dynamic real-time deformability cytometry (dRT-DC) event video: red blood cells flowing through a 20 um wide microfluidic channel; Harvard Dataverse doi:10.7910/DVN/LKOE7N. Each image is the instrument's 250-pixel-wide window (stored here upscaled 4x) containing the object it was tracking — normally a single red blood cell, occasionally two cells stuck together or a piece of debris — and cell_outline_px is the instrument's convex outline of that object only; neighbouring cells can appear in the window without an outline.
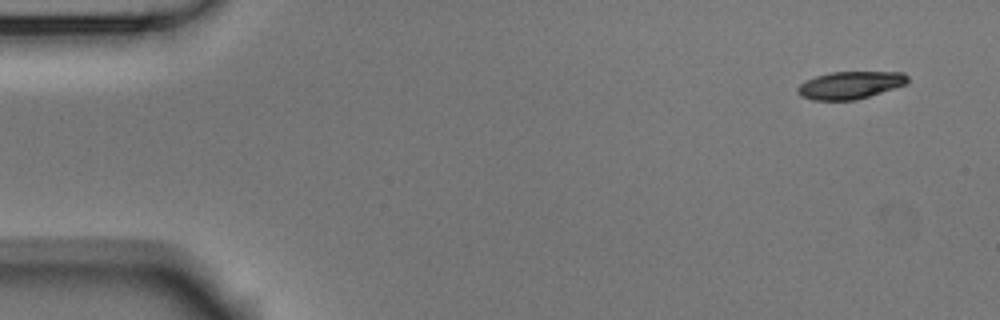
{"species": "Egyptian fruit bat (a non-hibernating species)", "species_latin": "Rousettus aegyptiacus", "temperature_condition": "room temperature", "stored_images_in_passage": 5, "camera_frame_rate_fps": 3000, "um_per_image_px": 0.085, "animal": {"sex": "male"}, "frame": {"image": 1, "passage_image": 1, "time_ms": 0.0, "image_size_px": [1000, 320], "cell_outline_px": [[908, 84], [856, 100], [812, 100], [800, 96], [796, 92], [796, 88], [800, 84], [816, 76], [828, 72], [904, 72], [908, 76]], "centroid_in_image_um": [72.27, 7.24], "position_along_channel_um": 12.7, "area_um2": 17.74}}
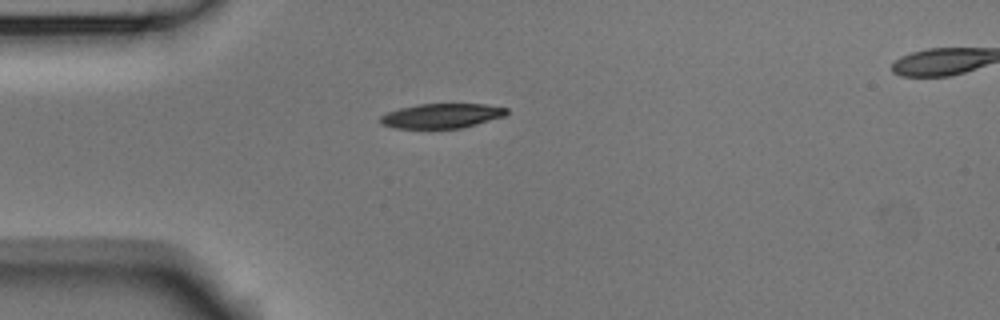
{"frame": {"image": 2, "passage_image": 4, "time_ms": 1.0, "image_size_px": [1000, 320], "cell_outline_px": [[508, 112], [504, 116], [476, 124], [460, 128], [392, 128], [380, 124], [380, 116], [388, 112], [400, 108], [420, 104], [484, 104], [508, 108]], "centroid_in_image_um": [37.52, 9.84], "position_along_channel_um": 47.5, "area_um2": 18.03}}